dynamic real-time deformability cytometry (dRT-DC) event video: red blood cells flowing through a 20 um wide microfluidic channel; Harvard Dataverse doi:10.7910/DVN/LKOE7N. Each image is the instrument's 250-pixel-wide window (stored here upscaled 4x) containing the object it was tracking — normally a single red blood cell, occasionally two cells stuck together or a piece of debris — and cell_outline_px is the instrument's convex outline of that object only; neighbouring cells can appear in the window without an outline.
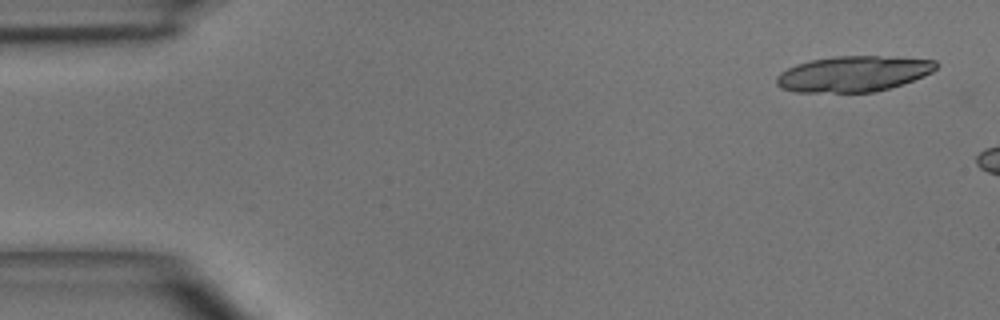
{"species": "common noctule bat (a hibernating species)", "species_latin": "Nyctalus noctula", "temperature_condition": "room temperature", "stored_images_in_passage": 2, "camera_frame_rate_fps": 3000, "um_per_image_px": 0.085, "animal": {"sex": "male", "body_mass_g": 15.6}, "frame": {"image": 1, "passage_image": 1, "time_ms": 0.0, "image_size_px": [1000, 320], "cell_outline_px": [[936, 68], [932, 72], [924, 76], [904, 84], [876, 92], [796, 92], [780, 88], [776, 84], [776, 76], [780, 72], [796, 64], [812, 60], [832, 56], [880, 56], [936, 60]], "centroid_in_image_um": [72.52, 6.28], "position_along_channel_um": 12.5, "area_um2": 33.29}}